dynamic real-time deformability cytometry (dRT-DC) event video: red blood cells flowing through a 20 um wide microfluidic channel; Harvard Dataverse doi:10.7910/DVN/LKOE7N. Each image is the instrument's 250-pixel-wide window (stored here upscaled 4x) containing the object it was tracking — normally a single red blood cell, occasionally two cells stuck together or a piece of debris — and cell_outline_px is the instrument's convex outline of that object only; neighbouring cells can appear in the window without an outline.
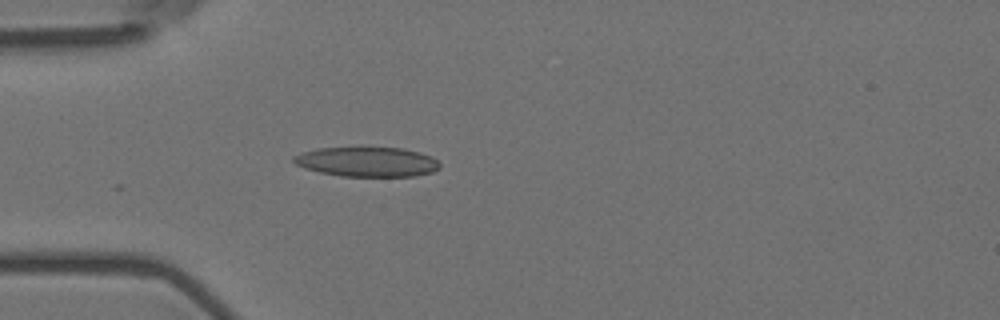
{"species": "Egyptian fruit bat (a non-hibernating species)", "species_latin": "Rousettus aegyptiacus", "temperature_condition": "room temperature", "stored_images_in_passage": 4, "camera_frame_rate_fps": 3000, "um_per_image_px": 0.085, "animal": {"sex": "female"}, "frame": {"image": 1, "passage_image": 4, "time_ms": 1.0, "image_size_px": [1000, 320], "cell_outline_px": [[440, 168], [432, 172], [416, 176], [340, 176], [320, 172], [304, 168], [296, 164], [292, 160], [292, 156], [316, 148], [360, 144], [404, 148], [420, 152], [432, 156], [440, 164]], "centroid_in_image_um": [31.19, 13.69], "position_along_channel_um": 53.8, "area_um2": 26.53}}